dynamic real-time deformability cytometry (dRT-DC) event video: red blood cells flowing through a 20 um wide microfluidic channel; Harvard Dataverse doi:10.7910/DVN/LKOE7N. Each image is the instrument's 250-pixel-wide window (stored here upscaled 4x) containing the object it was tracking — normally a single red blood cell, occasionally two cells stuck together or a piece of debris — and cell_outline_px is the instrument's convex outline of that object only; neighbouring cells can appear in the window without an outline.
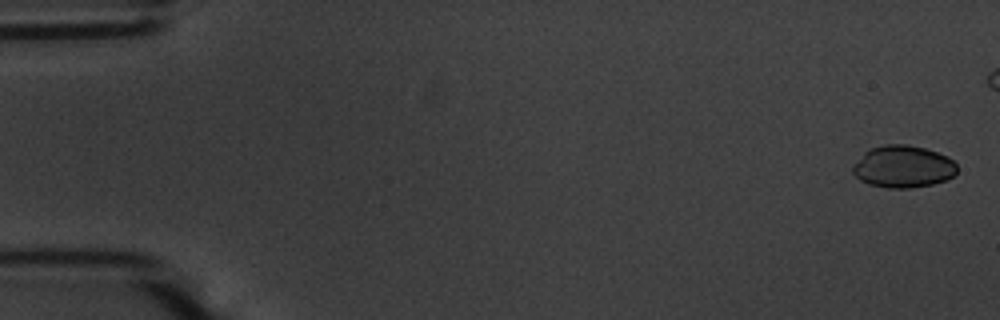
{"species": "common noctule bat (a hibernating species)", "species_latin": "Nyctalus noctula", "temperature_condition": "warm", "stored_images_in_passage": 49, "camera_frame_rate_fps": 3000, "um_per_image_px": 0.085, "animal": {"sex": "male", "body_mass_g": 20.1, "forearm_length_mm": 53.5}, "frame": {"image": 1, "passage_image": 2, "time_ms": 0.333, "image_size_px": [1000, 320], "cell_outline_px": [[956, 172], [952, 176], [944, 180], [932, 184], [908, 188], [888, 188], [868, 184], [860, 180], [852, 172], [852, 168], [864, 152], [872, 148], [884, 144], [908, 144], [924, 148], [948, 156], [956, 164]], "centroid_in_image_um": [76.75, 14.16], "position_along_channel_um": 8.3, "area_um2": 25.43}}
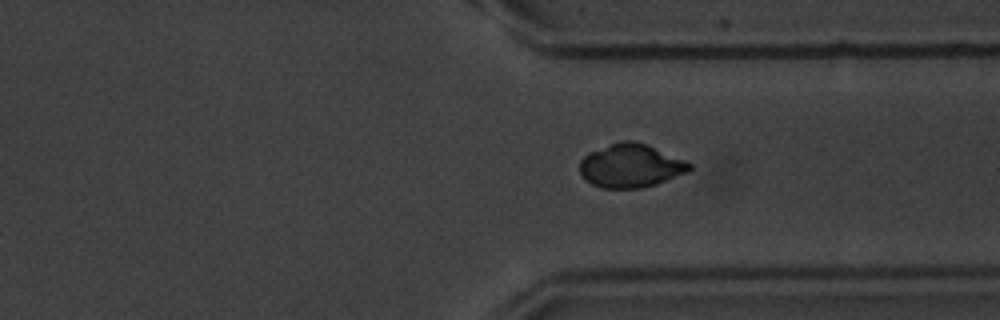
{"frame": {"image": 2, "passage_image": 42, "time_ms": 13.667, "image_size_px": [1000, 320], "cell_outline_px": [[692, 168], [688, 172], [656, 184], [640, 188], [600, 188], [592, 184], [580, 172], [580, 160], [588, 152], [620, 140], [632, 140], [648, 144], [684, 160], [692, 164]], "centroid_in_image_um": [53.61, 14.07], "position_along_channel_um": 357.8, "area_um2": 27.86}}
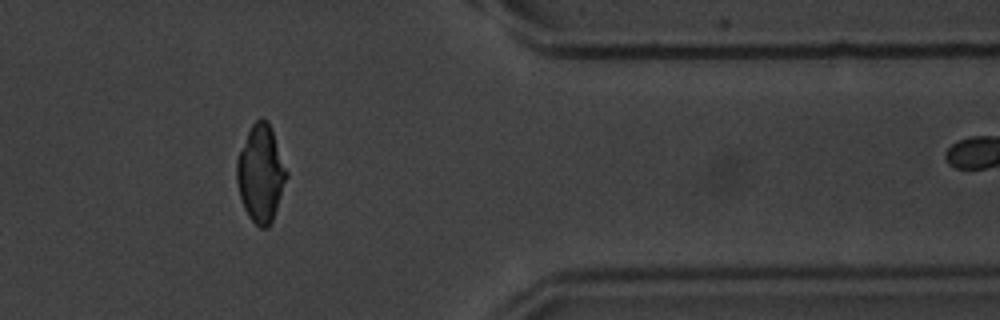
{"frame": {"image": 3, "passage_image": 46, "time_ms": 15.0, "image_size_px": [1000, 320], "cell_outline_px": [[288, 176], [272, 220], [268, 228], [260, 228], [248, 216], [244, 208], [236, 184], [236, 160], [248, 132], [252, 124], [256, 120], [268, 120], [288, 172]], "centroid_in_image_um": [22.16, 14.77], "position_along_channel_um": 389.2, "area_um2": 27.86}}